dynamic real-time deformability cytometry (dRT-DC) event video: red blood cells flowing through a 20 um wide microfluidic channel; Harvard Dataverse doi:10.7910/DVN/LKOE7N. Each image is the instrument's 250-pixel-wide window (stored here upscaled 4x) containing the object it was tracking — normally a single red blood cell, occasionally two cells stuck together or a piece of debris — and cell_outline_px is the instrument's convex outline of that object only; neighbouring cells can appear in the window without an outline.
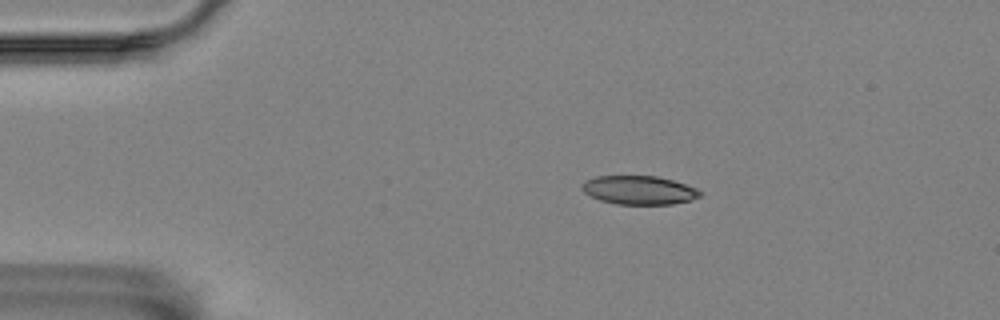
{"species": "Egyptian fruit bat (a non-hibernating species)", "species_latin": "Rousettus aegyptiacus", "temperature_condition": "room temperature", "stored_images_in_passage": 47, "camera_frame_rate_fps": 3000, "um_per_image_px": 0.085, "animal": {"sex": "female"}, "frame": {"image": 1, "passage_image": 1, "time_ms": 0.0, "image_size_px": [1000, 320], "cell_outline_px": [[704, 192], [700, 196], [692, 200], [672, 204], [616, 204], [600, 200], [584, 192], [580, 188], [580, 184], [584, 180], [596, 176], [656, 176], [672, 180], [696, 188]], "centroid_in_image_um": [54.3, 16.16], "position_along_channel_um": 30.7, "area_um2": 19.83}}
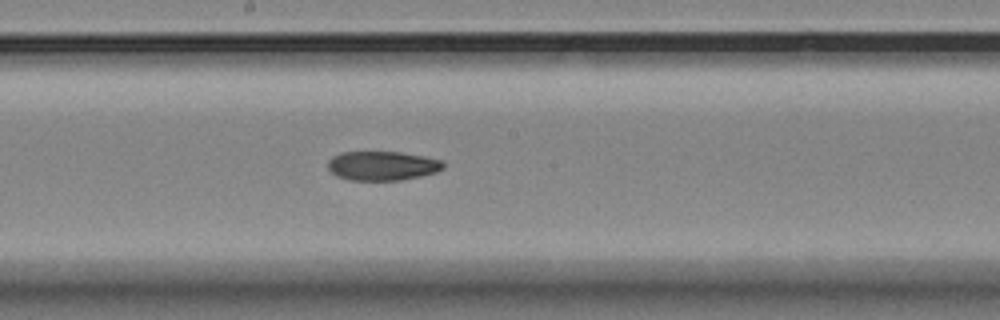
{"frame": {"image": 2, "passage_image": 21, "time_ms": 6.667, "image_size_px": [1000, 320], "cell_outline_px": [[444, 168], [436, 172], [404, 180], [348, 180], [336, 176], [328, 168], [328, 160], [332, 156], [340, 152], [400, 152], [424, 156], [440, 160], [444, 164]], "centroid_in_image_um": [32.47, 14.09], "position_along_channel_um": 215.7, "area_um2": 19.71}}
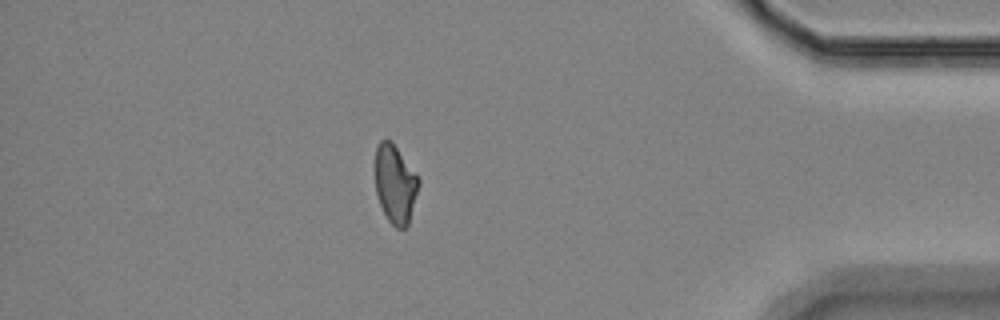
{"frame": {"image": 3, "passage_image": 40, "time_ms": 13.0, "image_size_px": [1000, 320], "cell_outline_px": [[420, 184], [408, 224], [404, 228], [396, 228], [388, 220], [380, 204], [376, 192], [376, 148], [380, 140], [392, 140], [420, 180]], "centroid_in_image_um": [33.6, 15.63], "position_along_channel_um": 401.6, "area_um2": 19.65}, "authors_computed_cell_mechanics": {"area_um2": 20.2878, "velocity_mm_per_s": 3.5181, "shape_relaxation_time_tau1_ms": null, "shape_relaxation_time_tau2_ms": 7.6064, "deformation_change_tau1": null, "deformation_change_tau2": 0.1058}}